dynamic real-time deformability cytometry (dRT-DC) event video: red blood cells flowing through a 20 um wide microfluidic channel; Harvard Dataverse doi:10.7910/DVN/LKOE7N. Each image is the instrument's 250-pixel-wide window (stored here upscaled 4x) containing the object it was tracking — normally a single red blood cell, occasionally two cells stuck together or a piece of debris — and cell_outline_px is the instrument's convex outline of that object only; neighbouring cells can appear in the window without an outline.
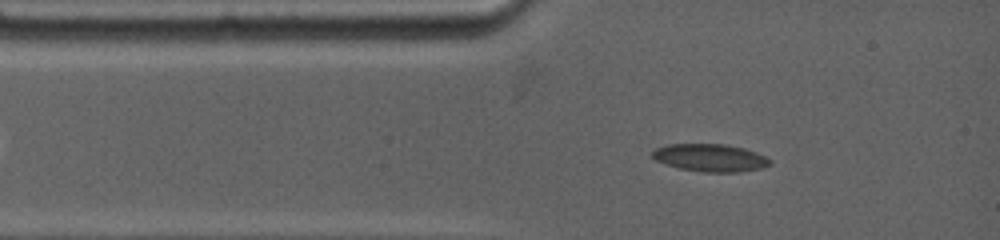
{"species": "common noctule bat (a hibernating species)", "species_latin": "Nyctalus noctula", "temperature_condition": "warm", "stored_images_in_passage": 4, "camera_frame_rate_fps": 4500, "um_per_image_px": 0.085, "animal": {"sex": "female", "body_mass_g": 19.0, "forearm_length_mm": 53.3}, "frame": {"image": 1, "passage_image": 1, "time_ms": 0.0, "image_size_px": [1000, 240], "cell_outline_px": [[772, 164], [760, 168], [740, 172], [704, 172], [680, 168], [656, 160], [652, 156], [652, 152], [656, 148], [668, 144], [724, 144], [744, 148], [756, 152], [772, 160]], "centroid_in_image_um": [60.4, 13.4], "position_along_channel_um": 24.6, "area_um2": 18.79}}
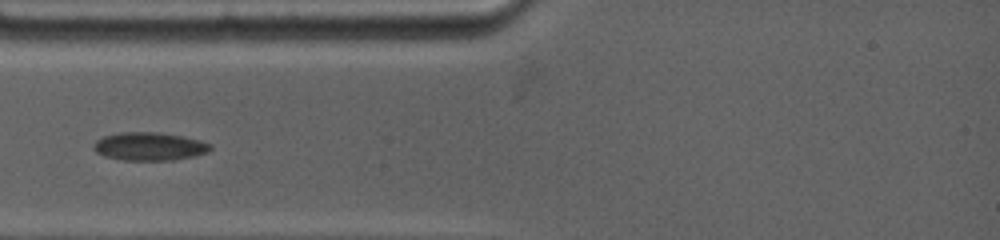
{"frame": {"image": 2, "passage_image": 3, "time_ms": 1.556, "image_size_px": [1000, 240], "cell_outline_px": [[212, 148], [208, 152], [196, 156], [172, 160], [124, 160], [104, 156], [96, 152], [92, 148], [92, 144], [96, 140], [104, 136], [120, 132], [160, 132], [184, 136], [200, 140], [212, 144]], "centroid_in_image_um": [12.71, 12.44], "position_along_channel_um": 72.3, "area_um2": 19.42}}